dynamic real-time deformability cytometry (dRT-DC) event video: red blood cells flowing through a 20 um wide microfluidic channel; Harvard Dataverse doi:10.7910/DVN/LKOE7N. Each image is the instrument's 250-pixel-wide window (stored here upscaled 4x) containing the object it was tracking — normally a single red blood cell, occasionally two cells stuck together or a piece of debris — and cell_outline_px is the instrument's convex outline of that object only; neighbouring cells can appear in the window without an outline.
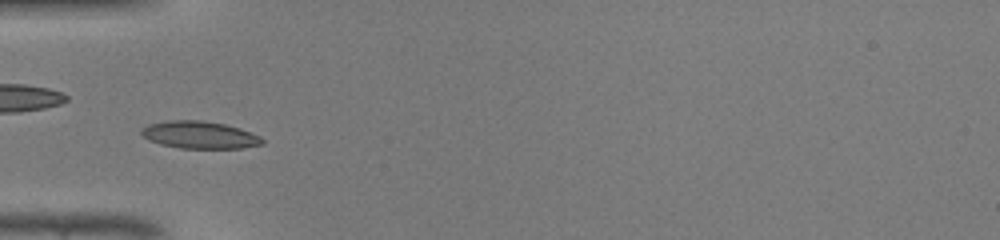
{"species": "common noctule bat (a hibernating species)", "species_latin": "Nyctalus noctula", "temperature_condition": "warm", "stored_images_in_passage": 33, "camera_frame_rate_fps": 3000, "um_per_image_px": 0.085, "animal": {"sex": "male", "body_mass_g": 19.0, "forearm_length_mm": 50.8}, "frame": {"image": 1, "passage_image": 1, "time_ms": 0.0, "image_size_px": [1000, 240], "cell_outline_px": [[264, 144], [240, 148], [180, 148], [160, 144], [148, 140], [140, 132], [140, 128], [148, 124], [168, 120], [200, 120], [224, 124], [240, 128], [260, 136], [264, 140]], "centroid_in_image_um": [16.94, 11.46], "position_along_channel_um": 68.1, "area_um2": 19.31}}
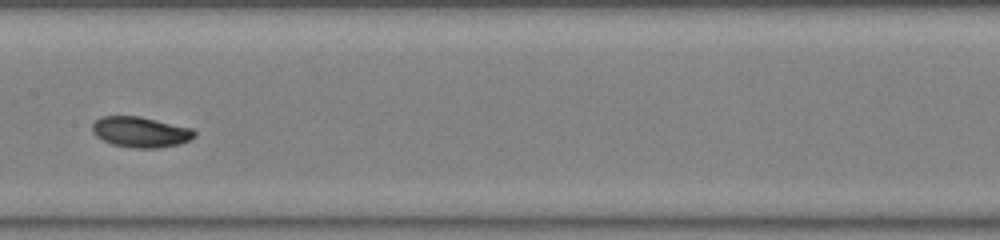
{"frame": {"image": 2, "passage_image": 10, "time_ms": 3.0, "image_size_px": [1000, 240], "cell_outline_px": [[196, 136], [180, 144], [160, 148], [136, 148], [112, 144], [96, 136], [92, 132], [92, 124], [100, 116], [140, 116], [192, 128], [196, 132]], "centroid_in_image_um": [11.95, 11.22], "position_along_channel_um": 195.4, "area_um2": 18.26}}
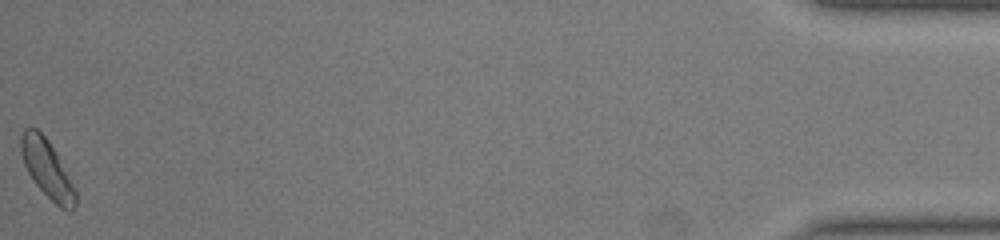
{"frame": {"image": 3, "passage_image": 33, "time_ms": 10.667, "image_size_px": [1000, 240], "cell_outline_px": [[76, 204], [72, 212], [68, 212], [60, 208], [36, 184], [28, 172], [24, 164], [20, 148], [20, 136], [24, 128], [36, 128], [48, 140], [56, 152], [76, 188]], "centroid_in_image_um": [4.03, 14.37], "position_along_channel_um": 431.2, "area_um2": 18.38}, "authors_computed_cell_mechanics": {"area_um2": 17.629, "velocity_mm_per_s": 4.2769, "shape_relaxation_time_tau1_ms": 2.3019, "shape_relaxation_time_tau2_ms": null, "deformation_change_tau1": 0.0889, "deformation_change_tau2": null}}